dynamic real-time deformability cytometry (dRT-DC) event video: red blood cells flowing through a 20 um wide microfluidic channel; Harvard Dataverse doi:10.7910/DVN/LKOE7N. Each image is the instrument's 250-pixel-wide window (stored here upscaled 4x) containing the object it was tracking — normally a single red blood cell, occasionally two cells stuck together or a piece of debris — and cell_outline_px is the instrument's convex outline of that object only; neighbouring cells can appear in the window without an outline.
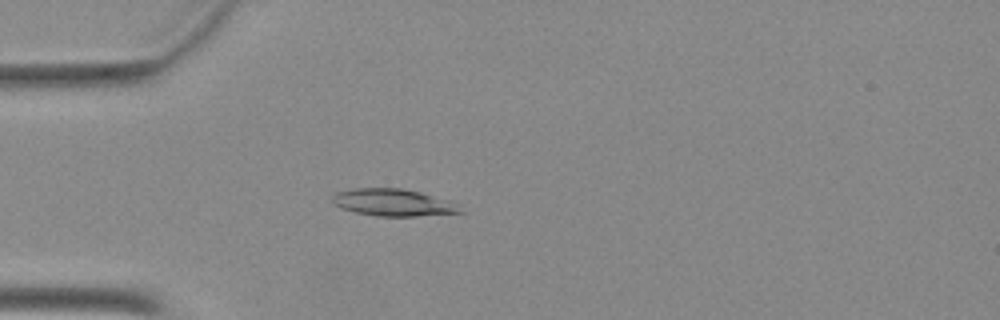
{"species": "Egyptian fruit bat (a non-hibernating species)", "species_latin": "Rousettus aegyptiacus", "temperature_condition": "warm", "stored_images_in_passage": 47, "camera_frame_rate_fps": 3000, "um_per_image_px": 0.085, "animal": {"sex": "female"}, "frame": {"image": 1, "passage_image": 11, "time_ms": 3.333, "image_size_px": [1000, 320], "cell_outline_px": [[464, 212], [416, 216], [380, 216], [356, 212], [332, 204], [332, 196], [336, 192], [352, 188], [400, 188], [420, 192], [448, 200]], "centroid_in_image_um": [33.36, 17.2], "position_along_channel_um": 51.6, "area_um2": 19.88}}
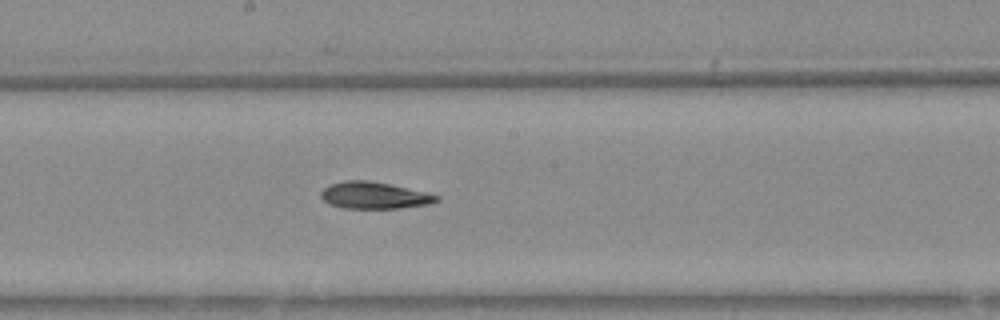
{"frame": {"image": 2, "passage_image": 24, "time_ms": 7.667, "image_size_px": [1000, 320], "cell_outline_px": [[440, 200], [428, 204], [400, 208], [344, 208], [328, 204], [320, 196], [320, 192], [324, 188], [332, 184], [344, 180], [368, 180], [428, 192], [440, 196]], "centroid_in_image_um": [31.81, 16.61], "position_along_channel_um": 216.4, "area_um2": 18.03}}
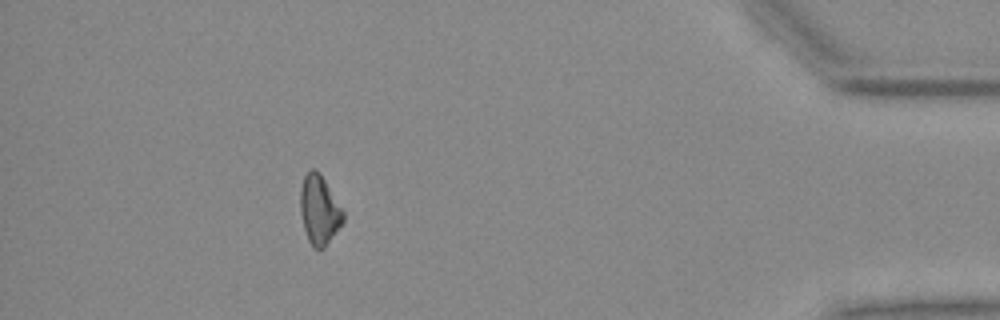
{"frame": {"image": 3, "passage_image": 42, "time_ms": 13.667, "image_size_px": [1000, 320], "cell_outline_px": [[344, 220], [324, 248], [312, 248], [308, 240], [304, 228], [300, 212], [300, 188], [304, 176], [312, 168], [316, 168], [320, 172], [344, 212]], "centroid_in_image_um": [27.12, 17.82], "position_along_channel_um": 408.1, "area_um2": 17.22}}